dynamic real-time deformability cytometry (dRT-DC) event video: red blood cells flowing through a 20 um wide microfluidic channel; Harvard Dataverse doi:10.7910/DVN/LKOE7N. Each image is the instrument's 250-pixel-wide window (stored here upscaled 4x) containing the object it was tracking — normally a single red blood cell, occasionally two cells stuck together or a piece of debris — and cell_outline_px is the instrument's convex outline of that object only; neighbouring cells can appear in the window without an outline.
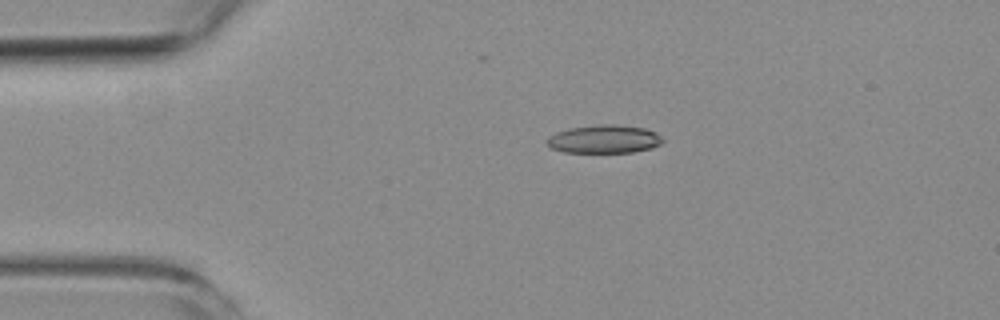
{"species": "common noctule bat (a hibernating species)", "species_latin": "Nyctalus noctula", "temperature_condition": "room temperature", "stored_images_in_passage": 6, "camera_frame_rate_fps": 3000, "um_per_image_px": 0.085, "animal": {"sex": "female", "body_mass_g": 19.3, "forearm_length_mm": 54.1}, "frame": {"image": 1, "passage_image": 3, "time_ms": 2.333, "image_size_px": [1000, 320], "cell_outline_px": [[664, 140], [660, 144], [652, 148], [632, 152], [564, 152], [552, 148], [544, 140], [548, 136], [556, 132], [568, 128], [596, 124], [616, 124], [644, 128], [656, 132]], "centroid_in_image_um": [51.33, 11.81], "position_along_channel_um": 33.7, "area_um2": 19.19}}
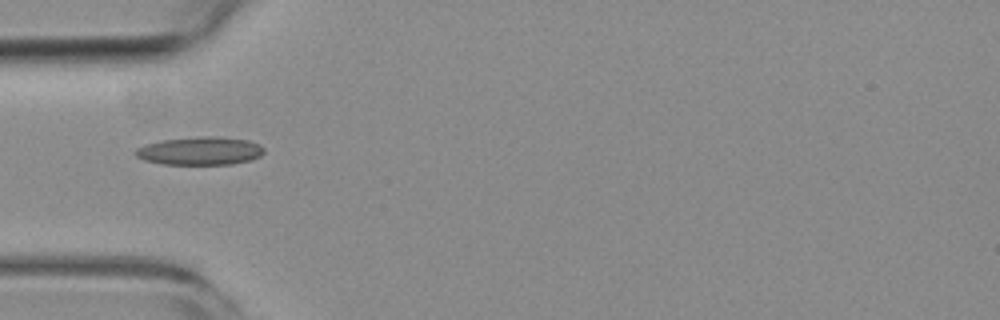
{"frame": {"image": 2, "passage_image": 5, "time_ms": 4.333, "image_size_px": [1000, 320], "cell_outline_px": [[264, 152], [260, 156], [252, 160], [232, 164], [164, 164], [144, 160], [136, 156], [136, 148], [144, 144], [164, 140], [200, 136], [212, 136], [248, 140], [260, 144], [264, 148]], "centroid_in_image_um": [17.03, 12.83], "position_along_channel_um": 68.0, "area_um2": 21.04}}
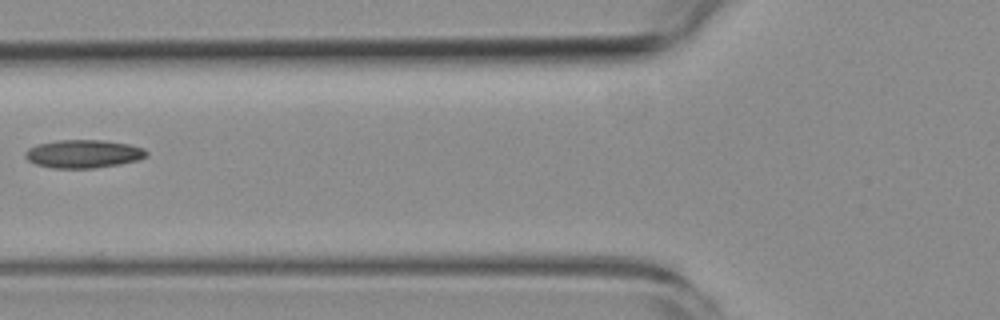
{"frame": {"image": 3, "passage_image": 6, "time_ms": 5.667, "image_size_px": [1000, 320], "cell_outline_px": [[148, 156], [140, 160], [120, 164], [96, 168], [52, 168], [36, 164], [28, 160], [24, 156], [24, 152], [28, 148], [36, 144], [56, 140], [104, 140], [128, 144], [144, 148], [148, 152]], "centroid_in_image_um": [7.1, 13.07], "position_along_channel_um": 118.7, "area_um2": 20.17}}